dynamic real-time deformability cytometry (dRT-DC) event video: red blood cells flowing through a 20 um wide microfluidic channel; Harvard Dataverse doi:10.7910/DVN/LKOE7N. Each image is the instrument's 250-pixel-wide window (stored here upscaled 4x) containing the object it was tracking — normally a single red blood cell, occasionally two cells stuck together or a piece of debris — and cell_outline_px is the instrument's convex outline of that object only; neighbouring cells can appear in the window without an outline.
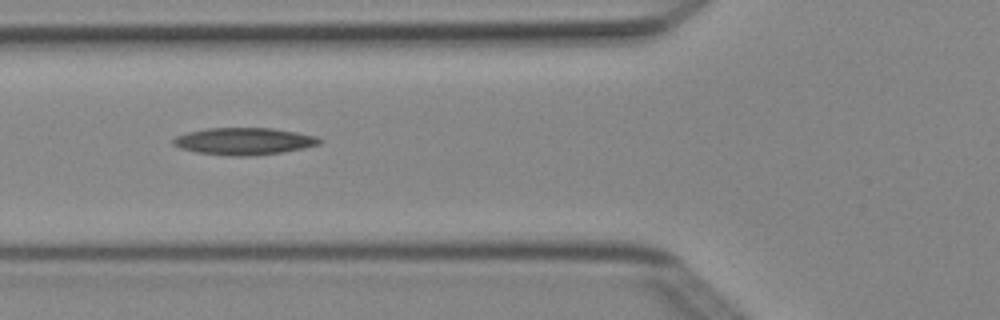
{"species": "Egyptian fruit bat (a non-hibernating species)", "species_latin": "Rousettus aegyptiacus", "temperature_condition": "cold", "stored_images_in_passage": 3, "camera_frame_rate_fps": 3000, "um_per_image_px": 0.085, "animal": {"sex": "female"}, "frame": {"image": 1, "passage_image": 2, "time_ms": 0.333, "image_size_px": [1000, 320], "cell_outline_px": [[324, 140], [320, 144], [304, 148], [280, 152], [252, 156], [228, 156], [196, 152], [180, 148], [172, 144], [172, 140], [176, 136], [188, 132], [208, 128], [272, 128], [296, 132], [316, 136]], "centroid_in_image_um": [20.74, 12.01], "position_along_channel_um": 105.1, "area_um2": 23.12}}
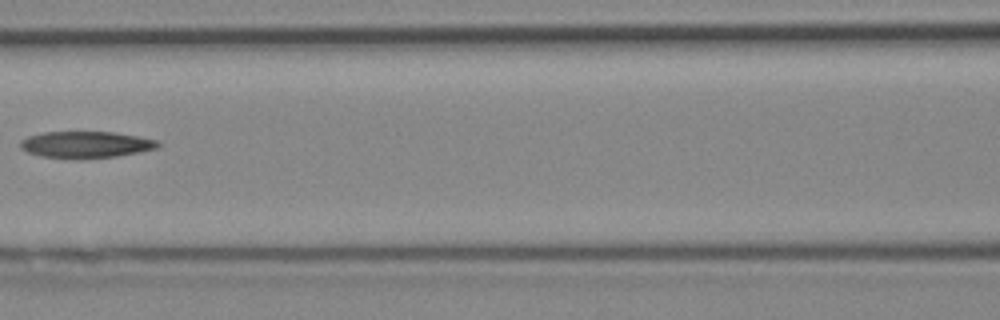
{"frame": {"image": 2, "passage_image": 3, "time_ms": 0.667, "image_size_px": [1000, 320], "cell_outline_px": [[160, 144], [156, 148], [116, 156], [76, 160], [40, 156], [28, 152], [20, 148], [20, 140], [28, 136], [44, 132], [116, 132], [156, 140]], "centroid_in_image_um": [7.23, 12.3], "position_along_channel_um": 159.4, "area_um2": 21.39}}